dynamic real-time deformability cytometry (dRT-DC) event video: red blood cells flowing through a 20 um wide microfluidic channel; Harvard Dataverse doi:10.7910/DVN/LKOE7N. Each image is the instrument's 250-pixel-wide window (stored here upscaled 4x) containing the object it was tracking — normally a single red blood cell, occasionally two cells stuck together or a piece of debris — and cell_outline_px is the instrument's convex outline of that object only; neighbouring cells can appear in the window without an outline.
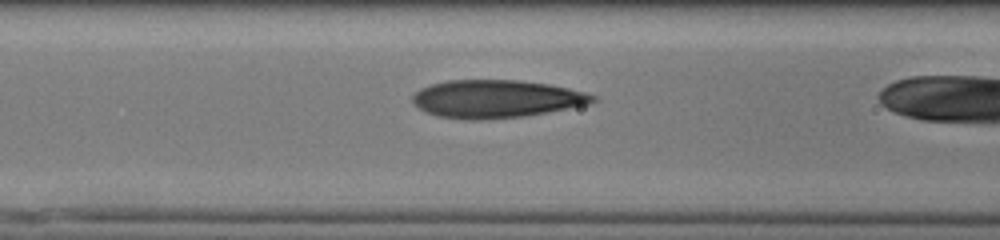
{"species": "human", "species_latin": "Homo sapiens", "temperature_condition": "cold", "stored_images_in_passage": 19, "camera_frame_rate_fps": 3000, "um_per_image_px": 0.085, "donor": {"sex": "male"}, "frame": {"image": 1, "passage_image": 17, "time_ms": 5.333, "image_size_px": [1000, 240], "cell_outline_px": [[596, 100], [588, 104], [544, 112], [520, 116], [472, 120], [436, 116], [424, 112], [412, 100], [412, 96], [420, 88], [432, 84], [448, 80], [520, 80], [548, 84], [568, 88], [584, 92], [596, 96]], "centroid_in_image_um": [42.13, 8.39], "position_along_channel_um": 124.5, "area_um2": 39.25}}